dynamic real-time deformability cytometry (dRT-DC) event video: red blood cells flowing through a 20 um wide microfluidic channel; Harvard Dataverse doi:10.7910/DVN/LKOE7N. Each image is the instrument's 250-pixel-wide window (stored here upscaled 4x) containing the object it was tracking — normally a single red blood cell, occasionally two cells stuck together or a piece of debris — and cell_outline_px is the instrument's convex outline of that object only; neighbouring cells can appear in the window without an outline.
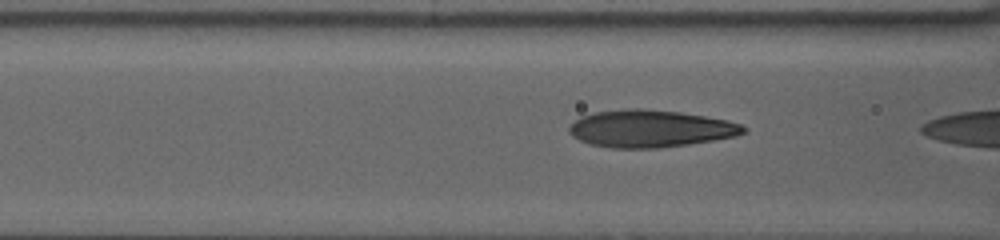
{"species": "human", "species_latin": "Homo sapiens", "temperature_condition": "warm", "stored_images_in_passage": 6, "camera_frame_rate_fps": 3000, "um_per_image_px": 0.085, "donor": {"sex": "female"}, "frame": {"image": 1, "passage_image": 4, "time_ms": 1.0, "image_size_px": [1000, 240], "cell_outline_px": [[744, 132], [736, 136], [688, 144], [656, 148], [612, 148], [592, 144], [580, 140], [572, 136], [568, 132], [568, 128], [580, 116], [596, 112], [624, 108], [640, 108], [680, 112], [728, 120], [740, 124], [744, 128]], "centroid_in_image_um": [55.24, 10.92], "position_along_channel_um": 111.4, "area_um2": 37.63}}